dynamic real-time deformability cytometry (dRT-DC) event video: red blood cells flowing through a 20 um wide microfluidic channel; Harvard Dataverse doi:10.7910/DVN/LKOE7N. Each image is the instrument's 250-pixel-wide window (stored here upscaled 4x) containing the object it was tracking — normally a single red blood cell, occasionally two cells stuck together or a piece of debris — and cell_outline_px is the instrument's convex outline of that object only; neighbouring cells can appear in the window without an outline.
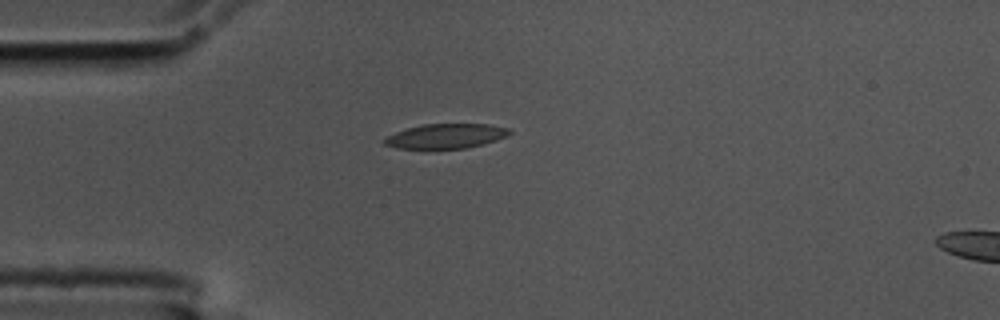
{"species": "common noctule bat (a hibernating species)", "species_latin": "Nyctalus noctula", "temperature_condition": "cold", "stored_images_in_passage": 9, "camera_frame_rate_fps": 3000, "um_per_image_px": 0.085, "animal": {"sex": "male", "body_mass_g": 17.5, "forearm_length_mm": 52.3}, "frame": {"image": 1, "passage_image": 1, "time_ms": 0.0, "image_size_px": [1000, 320], "cell_outline_px": [[512, 132], [496, 140], [464, 148], [396, 148], [384, 144], [380, 140], [396, 132], [408, 128], [424, 124], [488, 124], [508, 128]], "centroid_in_image_um": [37.85, 11.56], "position_along_channel_um": 47.1, "area_um2": 17.63}}